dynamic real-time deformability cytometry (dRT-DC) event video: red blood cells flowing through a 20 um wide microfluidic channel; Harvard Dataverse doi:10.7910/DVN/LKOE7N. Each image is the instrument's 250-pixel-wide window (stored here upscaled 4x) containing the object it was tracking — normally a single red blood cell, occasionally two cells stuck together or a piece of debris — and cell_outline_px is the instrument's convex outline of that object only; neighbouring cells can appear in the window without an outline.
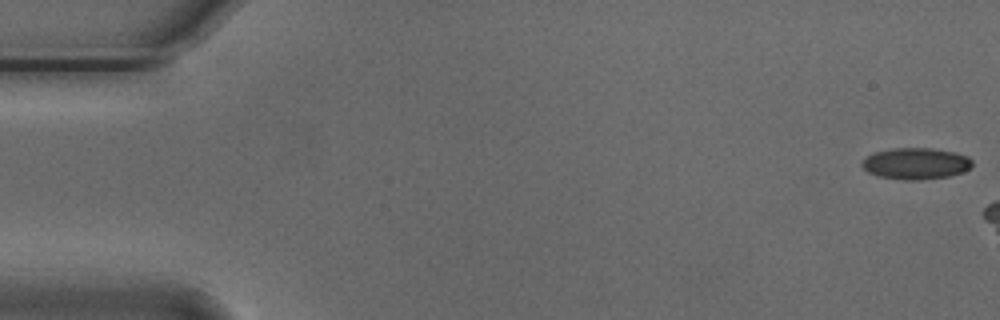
{"species": "Egyptian fruit bat (a non-hibernating species)", "species_latin": "Rousettus aegyptiacus", "temperature_condition": "cold", "stored_images_in_passage": 12, "camera_frame_rate_fps": 3000, "um_per_image_px": 0.085, "animal": {"sex": "male"}, "frame": {"image": 1, "passage_image": 1, "time_ms": 0.0, "image_size_px": [1000, 320], "cell_outline_px": [[972, 164], [964, 172], [948, 176], [920, 180], [904, 180], [880, 176], [868, 172], [860, 164], [872, 152], [892, 148], [932, 148], [956, 152], [968, 156], [972, 160]], "centroid_in_image_um": [77.85, 13.89], "position_along_channel_um": 7.1, "area_um2": 20.23}}